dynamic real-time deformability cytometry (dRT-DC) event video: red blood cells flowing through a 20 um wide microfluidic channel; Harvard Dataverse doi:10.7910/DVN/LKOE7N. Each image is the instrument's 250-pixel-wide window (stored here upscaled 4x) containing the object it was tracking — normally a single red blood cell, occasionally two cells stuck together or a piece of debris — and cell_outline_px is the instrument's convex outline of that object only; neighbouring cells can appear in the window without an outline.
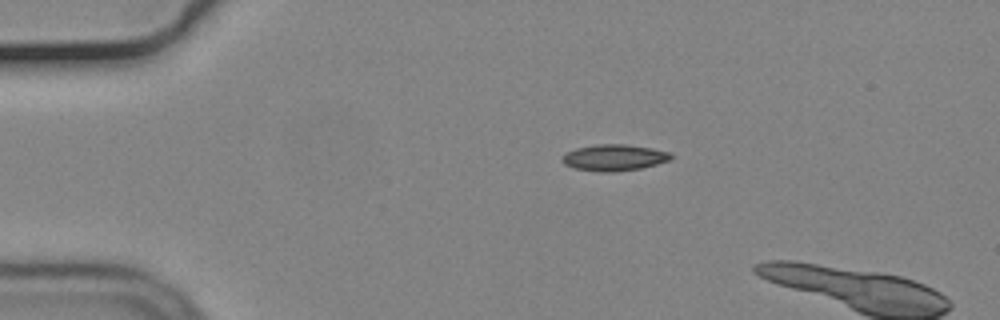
{"species": "common noctule bat (a hibernating species)", "species_latin": "Nyctalus noctula", "temperature_condition": "cold", "stored_images_in_passage": 5, "camera_frame_rate_fps": 3000, "um_per_image_px": 0.085, "animal": {"sex": "male", "body_mass_g": 19.2, "forearm_length_mm": 51.8}, "frame": {"image": 1, "passage_image": 1, "time_ms": 0.0, "image_size_px": [1000, 320], "cell_outline_px": [[676, 156], [668, 160], [656, 164], [640, 168], [616, 172], [600, 172], [572, 168], [564, 164], [564, 152], [576, 148], [596, 144], [624, 144], [652, 148], [672, 152]], "centroid_in_image_um": [52.22, 13.39], "position_along_channel_um": 32.8, "area_um2": 16.82}}